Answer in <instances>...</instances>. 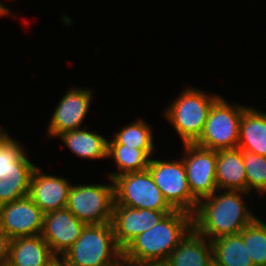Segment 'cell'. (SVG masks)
I'll list each match as a JSON object with an SVG mask.
<instances>
[{"instance_id": "11", "label": "cell", "mask_w": 266, "mask_h": 266, "mask_svg": "<svg viewBox=\"0 0 266 266\" xmlns=\"http://www.w3.org/2000/svg\"><path fill=\"white\" fill-rule=\"evenodd\" d=\"M43 211L29 196L0 206V229L10 238L42 233Z\"/></svg>"}, {"instance_id": "23", "label": "cell", "mask_w": 266, "mask_h": 266, "mask_svg": "<svg viewBox=\"0 0 266 266\" xmlns=\"http://www.w3.org/2000/svg\"><path fill=\"white\" fill-rule=\"evenodd\" d=\"M146 123L138 119L123 127L116 132L111 140H108V145H126L127 147L144 150L152 156L154 151L152 127Z\"/></svg>"}, {"instance_id": "18", "label": "cell", "mask_w": 266, "mask_h": 266, "mask_svg": "<svg viewBox=\"0 0 266 266\" xmlns=\"http://www.w3.org/2000/svg\"><path fill=\"white\" fill-rule=\"evenodd\" d=\"M216 184L218 190L247 192L243 151L240 148L216 151Z\"/></svg>"}, {"instance_id": "12", "label": "cell", "mask_w": 266, "mask_h": 266, "mask_svg": "<svg viewBox=\"0 0 266 266\" xmlns=\"http://www.w3.org/2000/svg\"><path fill=\"white\" fill-rule=\"evenodd\" d=\"M90 89L73 88L62 96L52 114L48 136H58L63 132L81 129L92 101Z\"/></svg>"}, {"instance_id": "9", "label": "cell", "mask_w": 266, "mask_h": 266, "mask_svg": "<svg viewBox=\"0 0 266 266\" xmlns=\"http://www.w3.org/2000/svg\"><path fill=\"white\" fill-rule=\"evenodd\" d=\"M180 159L163 161L151 158L147 169L164 199L174 210L193 214L199 201L191 193L185 165L183 159Z\"/></svg>"}, {"instance_id": "28", "label": "cell", "mask_w": 266, "mask_h": 266, "mask_svg": "<svg viewBox=\"0 0 266 266\" xmlns=\"http://www.w3.org/2000/svg\"><path fill=\"white\" fill-rule=\"evenodd\" d=\"M12 15L11 9H8V7H6L3 3L0 2V17H2L3 15Z\"/></svg>"}, {"instance_id": "21", "label": "cell", "mask_w": 266, "mask_h": 266, "mask_svg": "<svg viewBox=\"0 0 266 266\" xmlns=\"http://www.w3.org/2000/svg\"><path fill=\"white\" fill-rule=\"evenodd\" d=\"M214 266H253L242 234L227 235L212 240Z\"/></svg>"}, {"instance_id": "32", "label": "cell", "mask_w": 266, "mask_h": 266, "mask_svg": "<svg viewBox=\"0 0 266 266\" xmlns=\"http://www.w3.org/2000/svg\"><path fill=\"white\" fill-rule=\"evenodd\" d=\"M253 266H266V265H261V264H254Z\"/></svg>"}, {"instance_id": "16", "label": "cell", "mask_w": 266, "mask_h": 266, "mask_svg": "<svg viewBox=\"0 0 266 266\" xmlns=\"http://www.w3.org/2000/svg\"><path fill=\"white\" fill-rule=\"evenodd\" d=\"M165 266H214L212 242L193 228L164 262Z\"/></svg>"}, {"instance_id": "15", "label": "cell", "mask_w": 266, "mask_h": 266, "mask_svg": "<svg viewBox=\"0 0 266 266\" xmlns=\"http://www.w3.org/2000/svg\"><path fill=\"white\" fill-rule=\"evenodd\" d=\"M71 183L63 177L51 176L35 168L28 196L44 214L64 209L67 206Z\"/></svg>"}, {"instance_id": "24", "label": "cell", "mask_w": 266, "mask_h": 266, "mask_svg": "<svg viewBox=\"0 0 266 266\" xmlns=\"http://www.w3.org/2000/svg\"><path fill=\"white\" fill-rule=\"evenodd\" d=\"M240 233L253 263L266 265V224L256 218Z\"/></svg>"}, {"instance_id": "1", "label": "cell", "mask_w": 266, "mask_h": 266, "mask_svg": "<svg viewBox=\"0 0 266 266\" xmlns=\"http://www.w3.org/2000/svg\"><path fill=\"white\" fill-rule=\"evenodd\" d=\"M244 194L249 193L240 190L222 193L219 189L201 199L192 214L193 229L210 241L240 233L257 218L244 203Z\"/></svg>"}, {"instance_id": "10", "label": "cell", "mask_w": 266, "mask_h": 266, "mask_svg": "<svg viewBox=\"0 0 266 266\" xmlns=\"http://www.w3.org/2000/svg\"><path fill=\"white\" fill-rule=\"evenodd\" d=\"M183 146L185 154L182 159L188 185L192 195L200 201L218 190L216 184V150H210L195 143H186Z\"/></svg>"}, {"instance_id": "6", "label": "cell", "mask_w": 266, "mask_h": 266, "mask_svg": "<svg viewBox=\"0 0 266 266\" xmlns=\"http://www.w3.org/2000/svg\"><path fill=\"white\" fill-rule=\"evenodd\" d=\"M245 108L239 104L231 105L220 96L211 106L203 132L195 144L216 151L237 148Z\"/></svg>"}, {"instance_id": "30", "label": "cell", "mask_w": 266, "mask_h": 266, "mask_svg": "<svg viewBox=\"0 0 266 266\" xmlns=\"http://www.w3.org/2000/svg\"><path fill=\"white\" fill-rule=\"evenodd\" d=\"M109 266H128V262H126L123 258H121L118 262Z\"/></svg>"}, {"instance_id": "29", "label": "cell", "mask_w": 266, "mask_h": 266, "mask_svg": "<svg viewBox=\"0 0 266 266\" xmlns=\"http://www.w3.org/2000/svg\"><path fill=\"white\" fill-rule=\"evenodd\" d=\"M128 266H165L164 263H128Z\"/></svg>"}, {"instance_id": "5", "label": "cell", "mask_w": 266, "mask_h": 266, "mask_svg": "<svg viewBox=\"0 0 266 266\" xmlns=\"http://www.w3.org/2000/svg\"><path fill=\"white\" fill-rule=\"evenodd\" d=\"M24 149L8 133L0 140V206L29 194L36 166L28 160Z\"/></svg>"}, {"instance_id": "8", "label": "cell", "mask_w": 266, "mask_h": 266, "mask_svg": "<svg viewBox=\"0 0 266 266\" xmlns=\"http://www.w3.org/2000/svg\"><path fill=\"white\" fill-rule=\"evenodd\" d=\"M114 205L156 211H174L155 185L148 169L126 173L114 180Z\"/></svg>"}, {"instance_id": "26", "label": "cell", "mask_w": 266, "mask_h": 266, "mask_svg": "<svg viewBox=\"0 0 266 266\" xmlns=\"http://www.w3.org/2000/svg\"><path fill=\"white\" fill-rule=\"evenodd\" d=\"M10 238L0 229V266H6Z\"/></svg>"}, {"instance_id": "4", "label": "cell", "mask_w": 266, "mask_h": 266, "mask_svg": "<svg viewBox=\"0 0 266 266\" xmlns=\"http://www.w3.org/2000/svg\"><path fill=\"white\" fill-rule=\"evenodd\" d=\"M189 88L186 87L179 97L173 100L164 114L183 144L195 143L199 139L211 106L220 97L216 94L206 95V92L191 86Z\"/></svg>"}, {"instance_id": "20", "label": "cell", "mask_w": 266, "mask_h": 266, "mask_svg": "<svg viewBox=\"0 0 266 266\" xmlns=\"http://www.w3.org/2000/svg\"><path fill=\"white\" fill-rule=\"evenodd\" d=\"M78 157L84 159L107 158L108 140L96 132L76 129L57 136Z\"/></svg>"}, {"instance_id": "14", "label": "cell", "mask_w": 266, "mask_h": 266, "mask_svg": "<svg viewBox=\"0 0 266 266\" xmlns=\"http://www.w3.org/2000/svg\"><path fill=\"white\" fill-rule=\"evenodd\" d=\"M85 225L69 209H59L44 214L41 236L59 257L77 241Z\"/></svg>"}, {"instance_id": "3", "label": "cell", "mask_w": 266, "mask_h": 266, "mask_svg": "<svg viewBox=\"0 0 266 266\" xmlns=\"http://www.w3.org/2000/svg\"><path fill=\"white\" fill-rule=\"evenodd\" d=\"M67 266H109L122 258L112 223L88 224L77 241L61 256Z\"/></svg>"}, {"instance_id": "2", "label": "cell", "mask_w": 266, "mask_h": 266, "mask_svg": "<svg viewBox=\"0 0 266 266\" xmlns=\"http://www.w3.org/2000/svg\"><path fill=\"white\" fill-rule=\"evenodd\" d=\"M192 228V214L174 210L131 240L122 249V258L128 263H164Z\"/></svg>"}, {"instance_id": "7", "label": "cell", "mask_w": 266, "mask_h": 266, "mask_svg": "<svg viewBox=\"0 0 266 266\" xmlns=\"http://www.w3.org/2000/svg\"><path fill=\"white\" fill-rule=\"evenodd\" d=\"M110 184L71 185L66 208L80 221L88 224L112 222L114 181Z\"/></svg>"}, {"instance_id": "22", "label": "cell", "mask_w": 266, "mask_h": 266, "mask_svg": "<svg viewBox=\"0 0 266 266\" xmlns=\"http://www.w3.org/2000/svg\"><path fill=\"white\" fill-rule=\"evenodd\" d=\"M107 158H113L119 169L117 173H109L112 180L126 173L146 170L151 160L146 151L126 145H108Z\"/></svg>"}, {"instance_id": "31", "label": "cell", "mask_w": 266, "mask_h": 266, "mask_svg": "<svg viewBox=\"0 0 266 266\" xmlns=\"http://www.w3.org/2000/svg\"><path fill=\"white\" fill-rule=\"evenodd\" d=\"M1 127V126H0ZM7 134V132L5 131V129H2V127L0 128V140Z\"/></svg>"}, {"instance_id": "27", "label": "cell", "mask_w": 266, "mask_h": 266, "mask_svg": "<svg viewBox=\"0 0 266 266\" xmlns=\"http://www.w3.org/2000/svg\"><path fill=\"white\" fill-rule=\"evenodd\" d=\"M46 266H67V264L61 256H56Z\"/></svg>"}, {"instance_id": "13", "label": "cell", "mask_w": 266, "mask_h": 266, "mask_svg": "<svg viewBox=\"0 0 266 266\" xmlns=\"http://www.w3.org/2000/svg\"><path fill=\"white\" fill-rule=\"evenodd\" d=\"M171 212L113 205L111 223L116 243L123 249L136 236L157 225Z\"/></svg>"}, {"instance_id": "19", "label": "cell", "mask_w": 266, "mask_h": 266, "mask_svg": "<svg viewBox=\"0 0 266 266\" xmlns=\"http://www.w3.org/2000/svg\"><path fill=\"white\" fill-rule=\"evenodd\" d=\"M238 148L266 157V113L249 107L243 110Z\"/></svg>"}, {"instance_id": "25", "label": "cell", "mask_w": 266, "mask_h": 266, "mask_svg": "<svg viewBox=\"0 0 266 266\" xmlns=\"http://www.w3.org/2000/svg\"><path fill=\"white\" fill-rule=\"evenodd\" d=\"M244 168L247 178V192L252 189L259 195L266 194V157L243 151Z\"/></svg>"}, {"instance_id": "17", "label": "cell", "mask_w": 266, "mask_h": 266, "mask_svg": "<svg viewBox=\"0 0 266 266\" xmlns=\"http://www.w3.org/2000/svg\"><path fill=\"white\" fill-rule=\"evenodd\" d=\"M56 256L41 234L10 240L6 266H46Z\"/></svg>"}]
</instances>
